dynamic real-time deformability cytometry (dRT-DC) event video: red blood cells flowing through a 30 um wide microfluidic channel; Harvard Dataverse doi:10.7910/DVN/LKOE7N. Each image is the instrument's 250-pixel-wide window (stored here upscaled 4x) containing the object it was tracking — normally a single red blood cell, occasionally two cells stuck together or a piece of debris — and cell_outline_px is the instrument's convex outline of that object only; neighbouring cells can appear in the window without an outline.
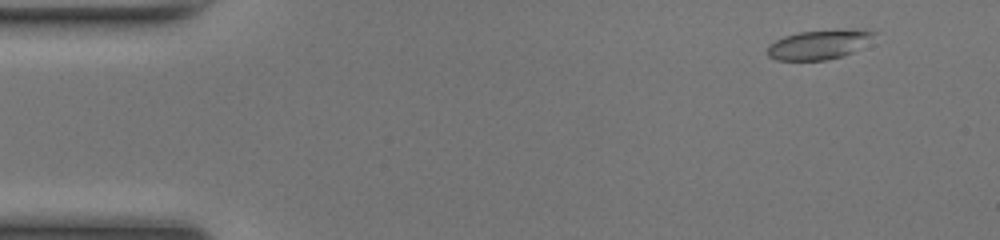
{"species": "common noctule bat (a hibernating species)", "species_latin": "Nyctalus noctula", "temperature_condition": "room temperature", "stored_images_in_passage": 50, "camera_frame_rate_fps": 3000, "um_per_image_px": 0.085, "animal": {"sex": "female", "body_mass_g": 17.0, "forearm_length_mm": 48.0}, "frame": {"image": 1, "passage_image": 5, "time_ms": 1.333, "image_size_px": [1000, 240], "cell_outline_px": [[876, 32], [852, 52], [840, 56], [824, 60], [776, 60], [768, 56], [768, 48], [776, 40], [784, 36], [800, 32]], "centroid_in_image_um": [69.41, 3.86], "position_along_channel_um": 15.6, "area_um2": 16.59}}
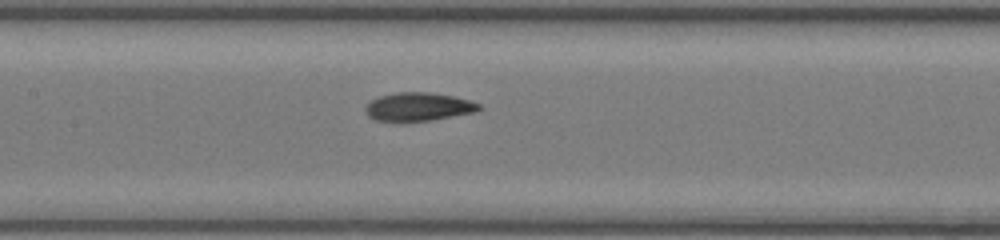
{"frame": {"image": 2, "passage_image": 24, "time_ms": 7.667, "image_size_px": [1000, 240], "cell_outline_px": [[484, 108], [476, 112], [432, 120], [400, 124], [376, 120], [368, 116], [364, 108], [372, 100], [380, 96], [396, 92], [428, 92], [456, 96], [480, 104]], "centroid_in_image_um": [35.56, 9.11], "position_along_channel_um": 171.8, "area_um2": 19.42}}
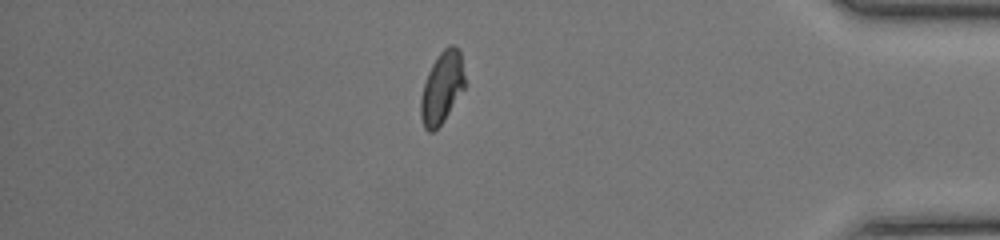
{"frame": {"image": 3, "passage_image": 43, "time_ms": 14.0, "image_size_px": [1000, 240], "cell_outline_px": [[464, 88], [444, 120], [432, 132], [428, 132], [424, 128], [420, 116], [420, 100], [424, 84], [428, 72], [432, 64], [440, 52], [448, 44], [452, 44], [460, 52], [464, 76]], "centroid_in_image_um": [37.54, 7.45], "position_along_channel_um": 397.7, "area_um2": 18.15}}